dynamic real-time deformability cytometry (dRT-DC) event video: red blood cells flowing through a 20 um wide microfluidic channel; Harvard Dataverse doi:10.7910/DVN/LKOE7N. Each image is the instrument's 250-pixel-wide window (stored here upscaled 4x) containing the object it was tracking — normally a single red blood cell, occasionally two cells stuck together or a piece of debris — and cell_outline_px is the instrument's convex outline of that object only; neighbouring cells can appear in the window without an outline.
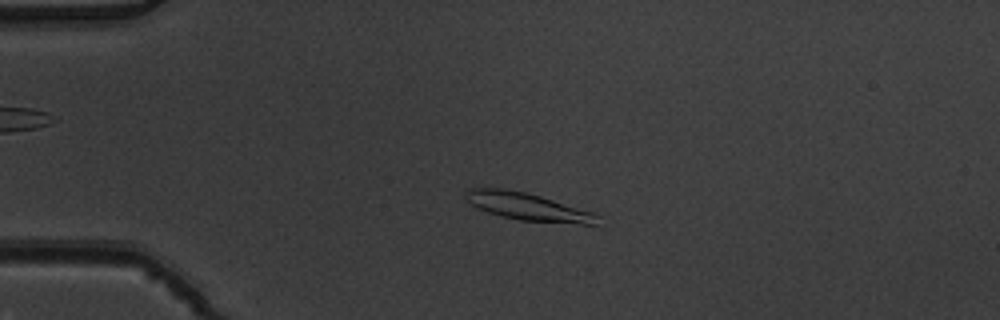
{"species": "common noctule bat (a hibernating species)", "species_latin": "Nyctalus noctula", "temperature_condition": "warm", "stored_images_in_passage": 41, "camera_frame_rate_fps": 3000, "um_per_image_px": 0.085, "animal": {"sex": "male", "body_mass_g": 19.5, "forearm_length_mm": 54.6}, "frame": {"image": 1, "passage_image": 1, "time_ms": 0.0, "image_size_px": [1000, 320], "cell_outline_px": [[600, 216], [596, 224], [580, 224], [520, 220], [500, 216], [488, 212], [472, 204], [468, 200], [464, 192], [468, 188], [504, 188], [524, 192], [540, 196], [592, 212]], "centroid_in_image_um": [44.85, 17.57], "position_along_channel_um": 40.1, "area_um2": 20.81}}
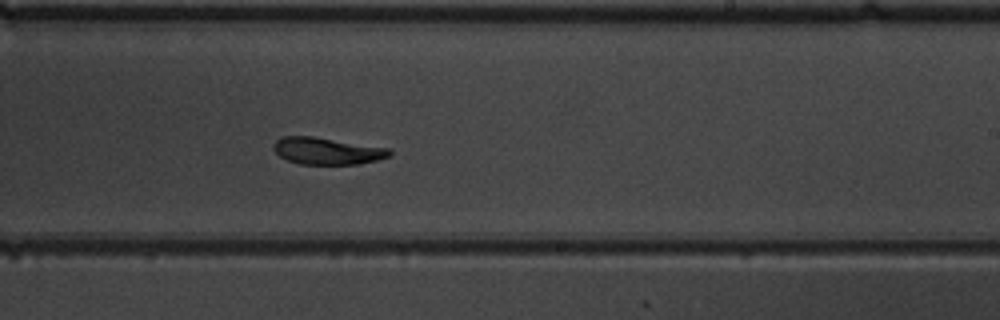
{"frame": {"image": 2, "passage_image": 21, "time_ms": 6.667, "image_size_px": [1000, 320], "cell_outline_px": [[392, 156], [360, 164], [300, 164], [288, 160], [280, 156], [272, 148], [272, 144], [280, 136], [312, 136], [388, 148], [392, 152]], "centroid_in_image_um": [27.78, 12.83], "position_along_channel_um": 261.2, "area_um2": 18.21}}
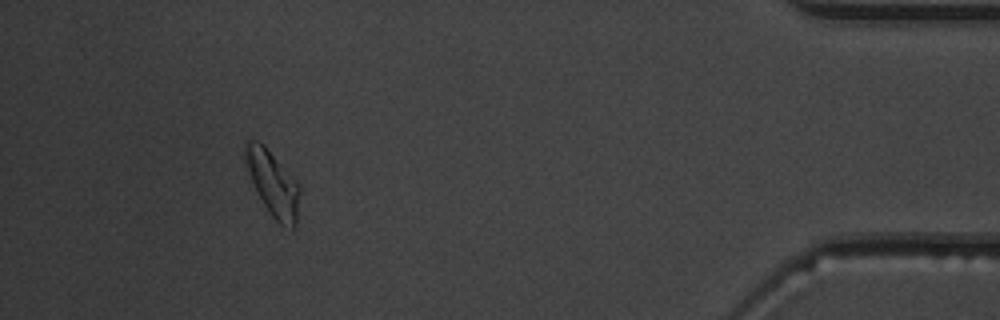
{"frame": {"image": 3, "passage_image": 37, "time_ms": 12.0, "image_size_px": [1000, 320], "cell_outline_px": [[300, 192], [296, 228], [292, 232], [280, 224], [272, 216], [256, 192], [248, 172], [244, 156], [244, 140], [256, 140], [264, 144], [300, 184]], "centroid_in_image_um": [23.21, 15.61], "position_along_channel_um": 412.0, "area_um2": 21.04}, "authors_computed_cell_mechanics": {"area_um2": 19.074, "velocity_mm_per_s": 3.8475, "shape_relaxation_time_tau1_ms": 3.7336, "shape_relaxation_time_tau2_ms": 9.0708, "deformation_change_tau1": 0.1705, "deformation_change_tau2": 0.1434}}